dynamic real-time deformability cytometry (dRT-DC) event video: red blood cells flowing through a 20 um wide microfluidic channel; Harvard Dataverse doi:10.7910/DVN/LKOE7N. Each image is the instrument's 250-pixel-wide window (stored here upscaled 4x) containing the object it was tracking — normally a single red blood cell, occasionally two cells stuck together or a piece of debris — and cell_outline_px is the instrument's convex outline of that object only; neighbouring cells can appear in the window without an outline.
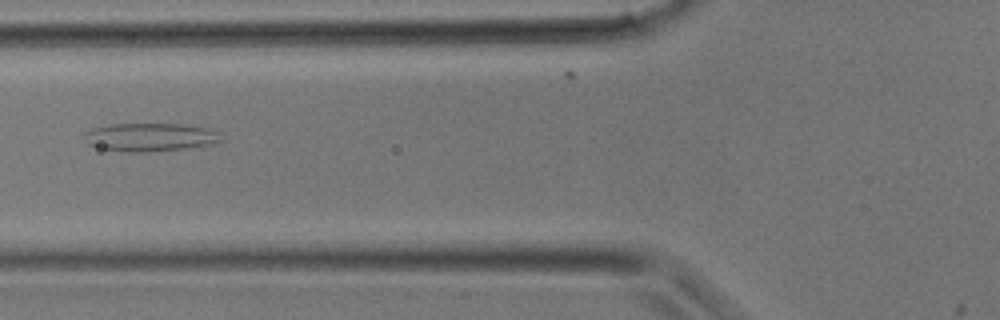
{"species": "common noctule bat (a hibernating species)", "species_latin": "Nyctalus noctula", "temperature_condition": "room temperature", "stored_images_in_passage": 28, "camera_frame_rate_fps": 3000, "um_per_image_px": 0.085, "animal": {"sex": "male", "body_mass_g": 17.9}, "frame": {"image": 1, "passage_image": 8, "time_ms": 2.333, "image_size_px": [1000, 320], "cell_outline_px": [[220, 140], [212, 144], [184, 148], [144, 152], [128, 152], [100, 148], [88, 144], [84, 136], [84, 132], [92, 128], [108, 124], [184, 124], [204, 128], [220, 132]], "centroid_in_image_um": [12.71, 11.65], "position_along_channel_um": 113.1, "area_um2": 22.31}}
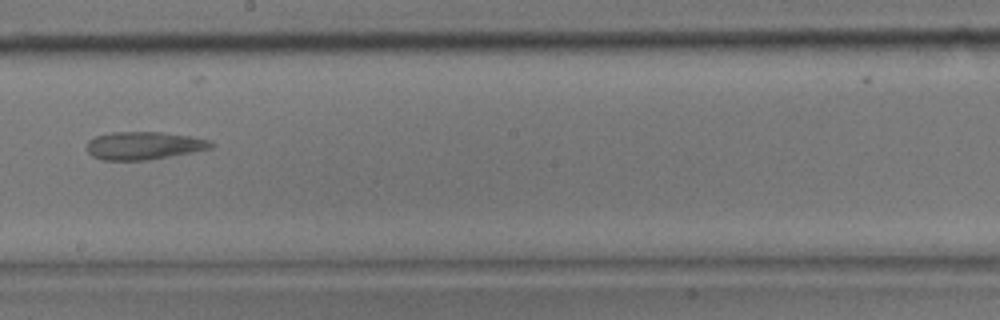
{"frame": {"image": 2, "passage_image": 14, "time_ms": 4.333, "image_size_px": [1000, 320], "cell_outline_px": [[212, 148], [148, 160], [104, 160], [92, 156], [88, 152], [88, 140], [96, 136], [112, 132], [160, 132], [188, 136], [212, 140]], "centroid_in_image_um": [12.21, 12.37], "position_along_channel_um": 236.0, "area_um2": 19.94}}
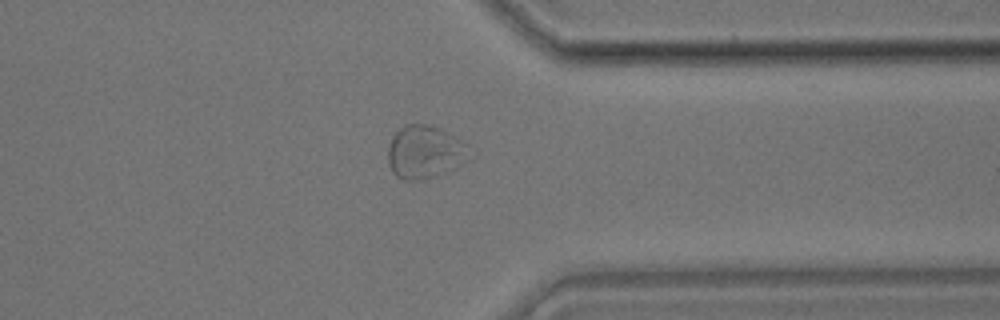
{"frame": {"image": 3, "passage_image": 21, "time_ms": 6.667, "image_size_px": [1000, 320], "cell_outline_px": [[476, 156], [436, 176], [416, 180], [400, 180], [392, 172], [388, 164], [388, 148], [392, 136], [404, 124], [428, 124], [440, 128], [468, 144]], "centroid_in_image_um": [36.14, 12.92], "position_along_channel_um": 375.3, "area_um2": 25.55}}